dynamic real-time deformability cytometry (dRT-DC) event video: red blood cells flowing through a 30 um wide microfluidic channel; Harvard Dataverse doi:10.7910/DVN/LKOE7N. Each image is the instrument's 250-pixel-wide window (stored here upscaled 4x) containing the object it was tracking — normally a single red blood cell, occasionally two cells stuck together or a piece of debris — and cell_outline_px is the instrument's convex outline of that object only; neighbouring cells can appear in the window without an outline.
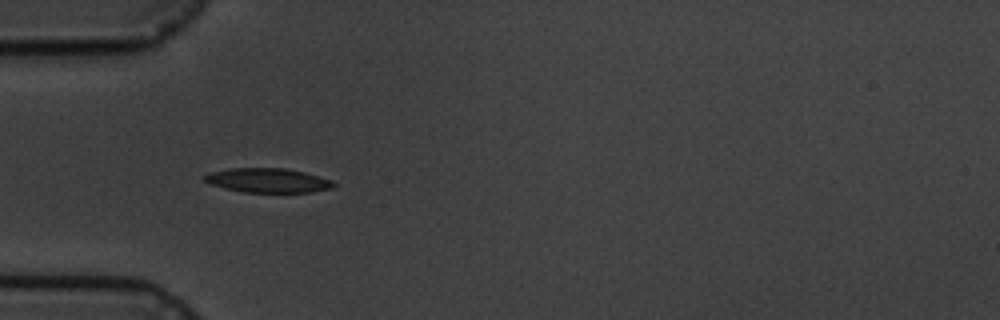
{"species": "common noctule bat (a hibernating species)", "species_latin": "Nyctalus noctula", "temperature_condition": "cold", "stored_images_in_passage": 4, "camera_frame_rate_fps": 3000, "um_per_image_px": 0.085, "animal": {"sex": "male", "body_mass_g": 19.5, "forearm_length_mm": 54.6}, "frame": {"image": 1, "passage_image": 3, "time_ms": 2.333, "image_size_px": [1000, 320], "cell_outline_px": [[336, 184], [332, 188], [312, 192], [244, 192], [208, 184], [204, 180], [204, 176], [212, 172], [232, 168], [284, 168], [304, 172], [332, 180]], "centroid_in_image_um": [22.78, 15.33], "position_along_channel_um": 62.2, "area_um2": 18.15}}
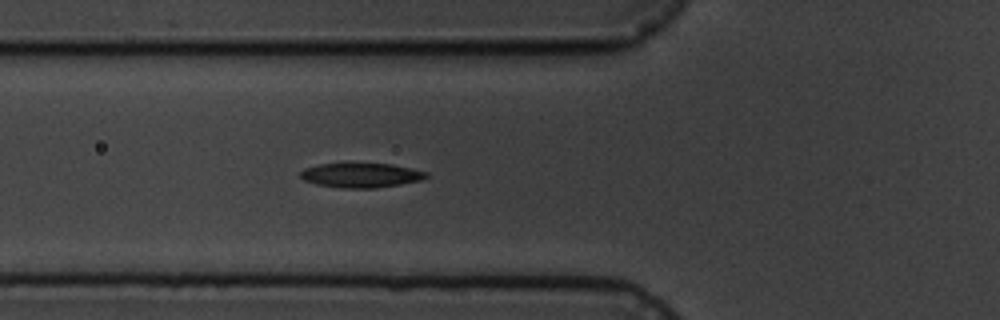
{"frame": {"image": 2, "passage_image": 4, "time_ms": 3.333, "image_size_px": [1000, 320], "cell_outline_px": [[428, 176], [420, 180], [400, 184], [376, 188], [344, 188], [316, 184], [304, 180], [300, 176], [300, 172], [304, 168], [320, 164], [392, 164], [428, 172]], "centroid_in_image_um": [30.68, 14.9], "position_along_channel_um": 95.1, "area_um2": 17.74}}